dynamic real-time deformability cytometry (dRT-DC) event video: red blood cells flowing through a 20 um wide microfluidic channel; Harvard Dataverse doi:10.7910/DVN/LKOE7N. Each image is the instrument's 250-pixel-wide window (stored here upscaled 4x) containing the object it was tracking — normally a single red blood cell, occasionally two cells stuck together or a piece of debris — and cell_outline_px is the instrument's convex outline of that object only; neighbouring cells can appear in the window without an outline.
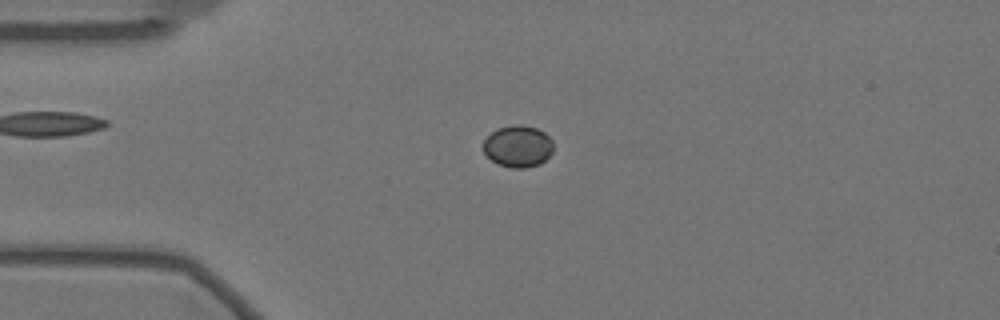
{"species": "Egyptian fruit bat (a non-hibernating species)", "species_latin": "Rousettus aegyptiacus", "temperature_condition": "warm", "stored_images_in_passage": 24, "camera_frame_rate_fps": 3000, "um_per_image_px": 0.085, "animal": {"sex": "female"}, "frame": {"image": 1, "passage_image": 14, "time_ms": 4.333, "image_size_px": [1000, 320], "cell_outline_px": [[552, 152], [540, 164], [524, 168], [512, 168], [500, 164], [492, 160], [484, 152], [484, 140], [492, 132], [500, 128], [516, 124], [520, 124], [536, 128], [544, 132], [552, 140]], "centroid_in_image_um": [44.04, 12.43], "position_along_channel_um": 41.0, "area_um2": 16.76}}
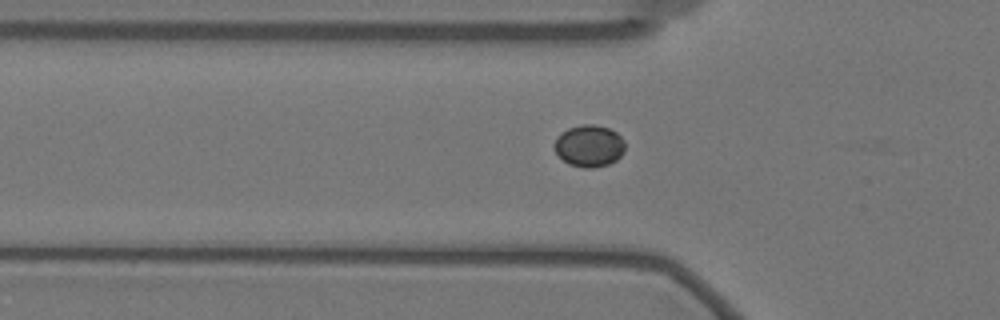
{"frame": {"image": 2, "passage_image": 19, "time_ms": 6.0, "image_size_px": [1000, 320], "cell_outline_px": [[624, 152], [616, 160], [608, 164], [592, 168], [584, 168], [568, 164], [556, 152], [552, 144], [556, 136], [560, 132], [568, 128], [580, 124], [592, 124], [608, 128], [616, 132], [624, 140]], "centroid_in_image_um": [50.05, 12.39], "position_along_channel_um": 75.8, "area_um2": 17.4}}
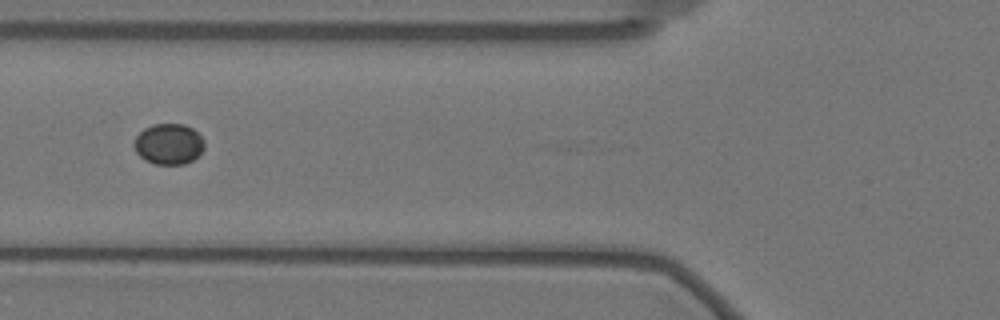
{"frame": {"image": 3, "passage_image": 22, "time_ms": 7.0, "image_size_px": [1000, 320], "cell_outline_px": [[204, 148], [192, 160], [184, 164], [156, 164], [144, 160], [136, 152], [132, 144], [136, 136], [144, 128], [152, 124], [184, 124], [192, 128], [204, 140]], "centroid_in_image_um": [14.31, 12.23], "position_along_channel_um": 111.5, "area_um2": 16.7}}